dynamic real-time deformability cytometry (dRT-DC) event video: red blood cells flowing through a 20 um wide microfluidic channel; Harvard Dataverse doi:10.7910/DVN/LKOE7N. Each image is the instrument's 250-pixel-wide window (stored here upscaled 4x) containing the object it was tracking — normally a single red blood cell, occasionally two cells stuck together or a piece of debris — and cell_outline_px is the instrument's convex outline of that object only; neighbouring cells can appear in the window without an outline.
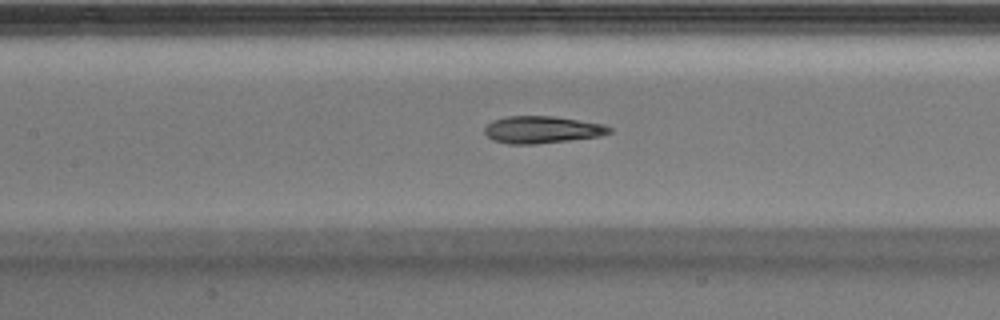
{"species": "Egyptian fruit bat (a non-hibernating species)", "species_latin": "Rousettus aegyptiacus", "temperature_condition": "warm", "stored_images_in_passage": 34, "camera_frame_rate_fps": 3000, "um_per_image_px": 0.085, "animal": {"sex": "male"}, "frame": {"image": 1, "passage_image": 10, "time_ms": 3.0, "image_size_px": [1000, 320], "cell_outline_px": [[612, 132], [600, 136], [536, 144], [508, 144], [492, 140], [484, 132], [484, 128], [492, 120], [508, 116], [552, 116], [604, 124], [612, 128]], "centroid_in_image_um": [46.06, 11.02], "position_along_channel_um": 161.3, "area_um2": 19.71}}
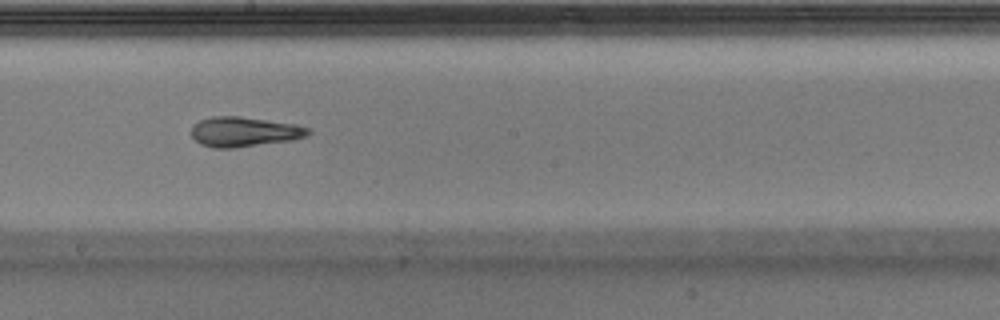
{"frame": {"image": 2, "passage_image": 15, "time_ms": 4.667, "image_size_px": [1000, 320], "cell_outline_px": [[312, 132], [308, 136], [292, 140], [232, 148], [212, 148], [200, 144], [192, 136], [192, 124], [200, 120], [212, 116], [240, 116], [296, 124], [308, 128]], "centroid_in_image_um": [20.75, 11.2], "position_along_channel_um": 227.4, "area_um2": 20.4}}